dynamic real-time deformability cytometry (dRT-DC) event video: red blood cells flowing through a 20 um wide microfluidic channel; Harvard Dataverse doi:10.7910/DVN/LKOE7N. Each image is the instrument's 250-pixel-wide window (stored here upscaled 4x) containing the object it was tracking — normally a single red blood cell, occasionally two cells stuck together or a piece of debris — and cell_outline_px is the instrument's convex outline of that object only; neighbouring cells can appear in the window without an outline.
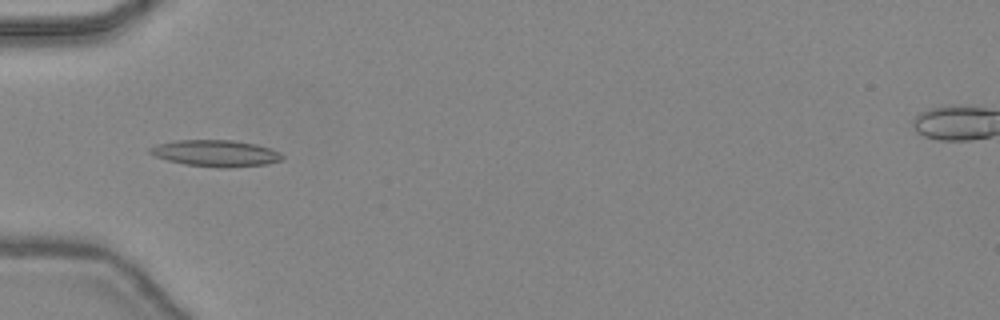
{"species": "common noctule bat (a hibernating species)", "species_latin": "Nyctalus noctula", "temperature_condition": "warm", "stored_images_in_passage": 36, "camera_frame_rate_fps": 3000, "um_per_image_px": 0.085, "animal": {"sex": "female", "body_mass_g": 24.6, "forearm_length_mm": 56.2}, "frame": {"image": 1, "passage_image": 17, "time_ms": 5.333, "image_size_px": [1000, 320], "cell_outline_px": [[284, 160], [268, 164], [228, 168], [220, 168], [184, 164], [168, 160], [156, 156], [148, 152], [148, 148], [156, 144], [176, 140], [232, 140], [256, 144], [280, 152], [284, 156]], "centroid_in_image_um": [18.35, 13.03], "position_along_channel_um": 66.6, "area_um2": 20.58}}
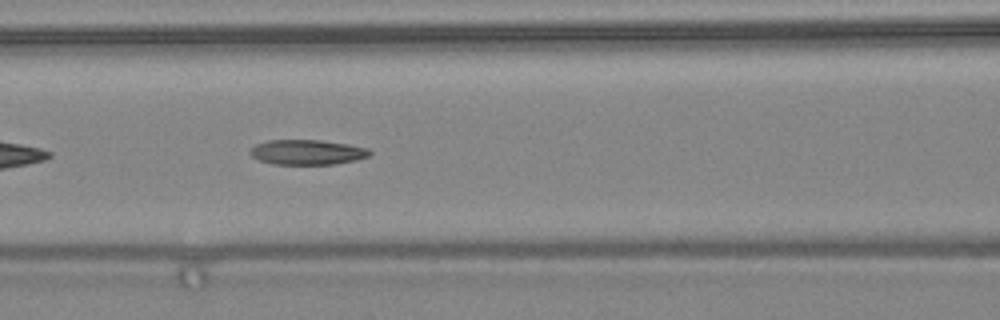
{"frame": {"image": 2, "passage_image": 22, "time_ms": 7.0, "image_size_px": [1000, 320], "cell_outline_px": [[372, 152], [368, 156], [356, 160], [336, 164], [272, 164], [260, 160], [252, 156], [248, 152], [256, 144], [268, 140], [320, 140], [348, 144], [368, 148]], "centroid_in_image_um": [26.12, 12.93], "position_along_channel_um": 140.5, "area_um2": 17.4}}
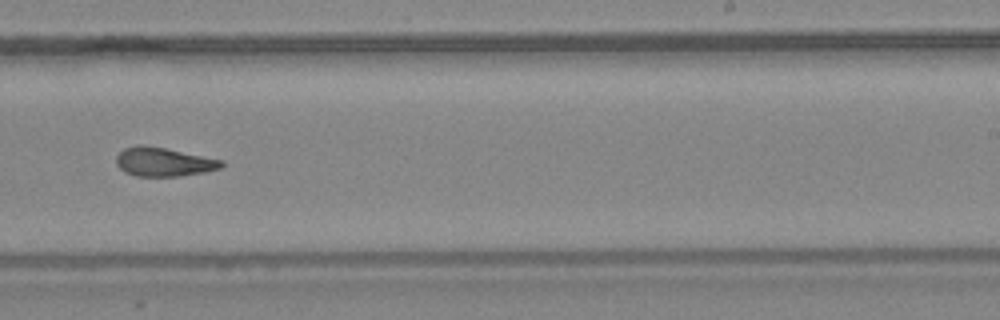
{"frame": {"image": 3, "passage_image": 31, "time_ms": 10.0, "image_size_px": [1000, 320], "cell_outline_px": [[224, 164], [220, 168], [204, 172], [180, 176], [136, 176], [124, 172], [116, 164], [116, 156], [124, 148], [140, 144], [164, 148], [224, 160]], "centroid_in_image_um": [13.89, 13.76], "position_along_channel_um": 275.1, "area_um2": 17.63}}